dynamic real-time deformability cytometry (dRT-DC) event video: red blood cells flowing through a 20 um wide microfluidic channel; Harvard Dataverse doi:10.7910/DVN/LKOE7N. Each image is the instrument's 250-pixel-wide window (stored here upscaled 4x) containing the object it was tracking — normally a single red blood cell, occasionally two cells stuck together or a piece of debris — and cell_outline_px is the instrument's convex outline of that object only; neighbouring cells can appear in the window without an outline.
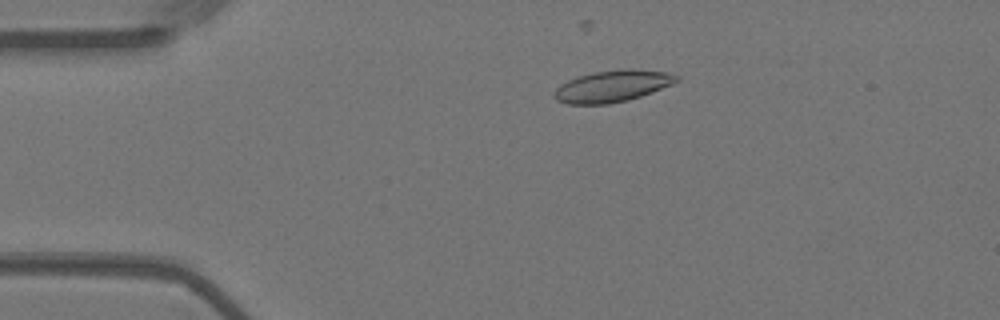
{"species": "Egyptian fruit bat (a non-hibernating species)", "species_latin": "Rousettus aegyptiacus", "temperature_condition": "warm", "stored_images_in_passage": 24, "camera_frame_rate_fps": 3000, "um_per_image_px": 0.085, "animal": {"sex": "female"}, "frame": {"image": 1, "passage_image": 11, "time_ms": 3.333, "image_size_px": [1000, 320], "cell_outline_px": [[680, 80], [672, 84], [640, 96], [628, 100], [608, 104], [568, 104], [556, 100], [552, 96], [552, 92], [560, 84], [568, 80], [580, 76], [596, 72], [624, 68], [632, 68], [668, 72], [680, 76]], "centroid_in_image_um": [52.05, 7.32], "position_along_channel_um": 32.9, "area_um2": 22.66}}
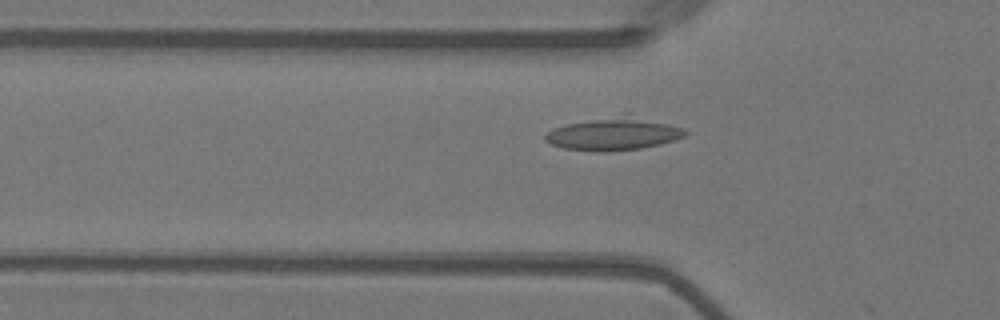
{"frame": {"image": 2, "passage_image": 18, "time_ms": 5.667, "image_size_px": [1000, 320], "cell_outline_px": [[688, 132], [684, 136], [676, 140], [660, 144], [640, 148], [608, 152], [592, 152], [564, 148], [552, 144], [544, 140], [544, 136], [548, 132], [556, 128], [568, 124], [624, 112], [628, 112], [684, 128]], "centroid_in_image_um": [52.22, 11.35], "position_along_channel_um": 73.6, "area_um2": 27.22}}
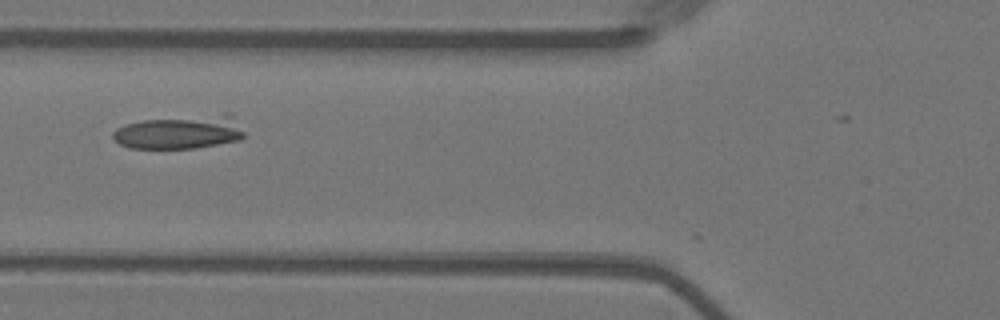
{"frame": {"image": 3, "passage_image": 21, "time_ms": 6.667, "image_size_px": [1000, 320], "cell_outline_px": [[244, 136], [240, 140], [196, 148], [132, 148], [120, 144], [112, 136], [112, 132], [116, 128], [124, 124], [144, 120], [224, 112], [232, 112], [244, 132]], "centroid_in_image_um": [15.35, 11.2], "position_along_channel_um": 110.4, "area_um2": 26.18}}